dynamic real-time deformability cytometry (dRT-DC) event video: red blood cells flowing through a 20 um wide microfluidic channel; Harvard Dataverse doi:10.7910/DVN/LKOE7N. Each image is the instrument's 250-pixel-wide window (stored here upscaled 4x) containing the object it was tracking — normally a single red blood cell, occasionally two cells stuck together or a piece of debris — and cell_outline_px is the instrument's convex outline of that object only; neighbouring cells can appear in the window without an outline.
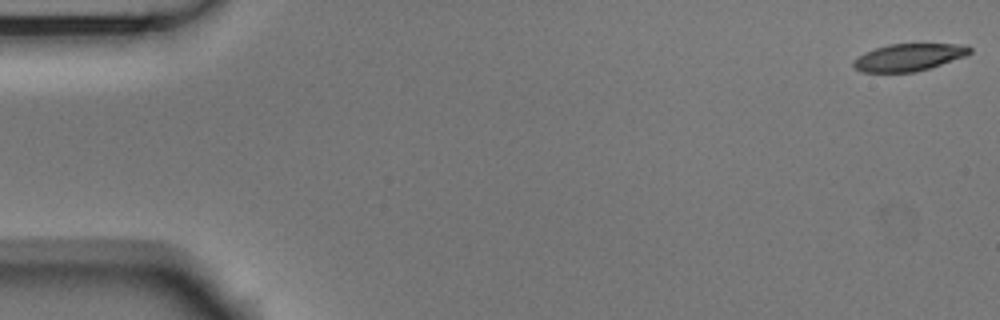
{"species": "Egyptian fruit bat (a non-hibernating species)", "species_latin": "Rousettus aegyptiacus", "temperature_condition": "room temperature", "stored_images_in_passage": 54, "camera_frame_rate_fps": 3000, "um_per_image_px": 0.085, "animal": {"sex": "male"}, "frame": {"image": 1, "passage_image": 1, "time_ms": 0.0, "image_size_px": [1000, 320], "cell_outline_px": [[972, 52], [964, 56], [916, 72], [864, 72], [856, 68], [852, 64], [852, 60], [876, 48], [888, 44], [968, 44], [972, 48]], "centroid_in_image_um": [77.27, 4.86], "position_along_channel_um": 7.7, "area_um2": 18.21}}
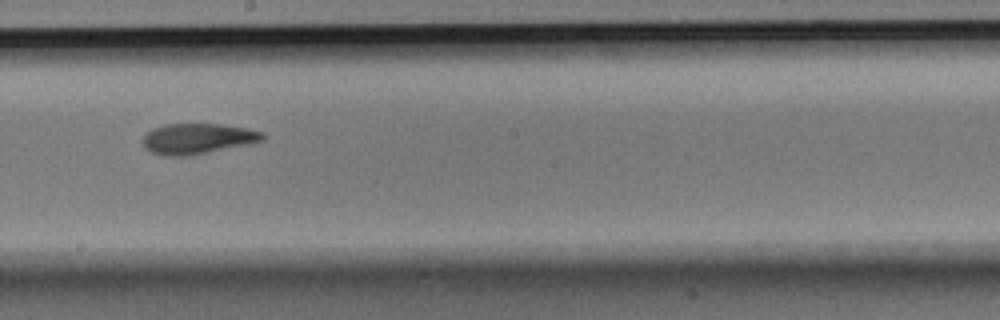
{"frame": {"image": 2, "passage_image": 30, "time_ms": 9.667, "image_size_px": [1000, 320], "cell_outline_px": [[264, 140], [188, 156], [164, 156], [152, 152], [144, 148], [140, 140], [144, 132], [152, 128], [164, 124], [220, 124], [244, 128], [264, 132]], "centroid_in_image_um": [16.68, 11.78], "position_along_channel_um": 231.5, "area_um2": 21.33}}
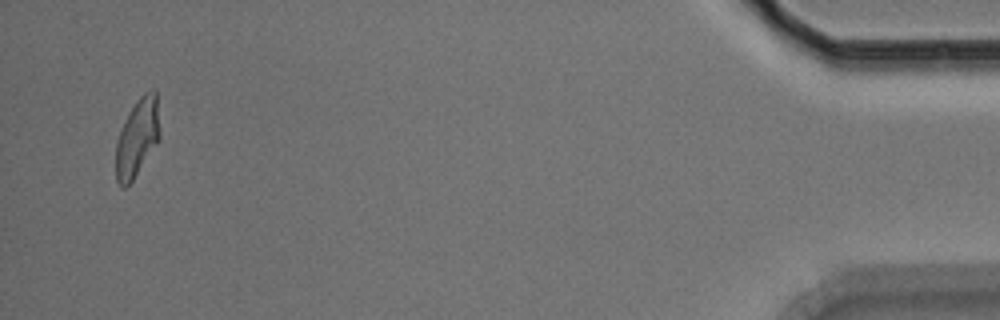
{"frame": {"image": 3, "passage_image": 52, "time_ms": 17.0, "image_size_px": [1000, 320], "cell_outline_px": [[160, 136], [132, 180], [124, 188], [120, 188], [116, 180], [116, 140], [128, 112], [136, 100], [144, 92], [152, 88], [156, 88], [160, 132]], "centroid_in_image_um": [11.65, 11.64], "position_along_channel_um": 423.5, "area_um2": 19.83}, "authors_computed_cell_mechanics": {"area_um2": 20.6057, "velocity_mm_per_s": 3.7523, "shape_relaxation_time_tau1_ms": 3.702, "shape_relaxation_time_tau2_ms": 3.8129, "deformation_change_tau1": 0.1623, "deformation_change_tau2": 0.086}}